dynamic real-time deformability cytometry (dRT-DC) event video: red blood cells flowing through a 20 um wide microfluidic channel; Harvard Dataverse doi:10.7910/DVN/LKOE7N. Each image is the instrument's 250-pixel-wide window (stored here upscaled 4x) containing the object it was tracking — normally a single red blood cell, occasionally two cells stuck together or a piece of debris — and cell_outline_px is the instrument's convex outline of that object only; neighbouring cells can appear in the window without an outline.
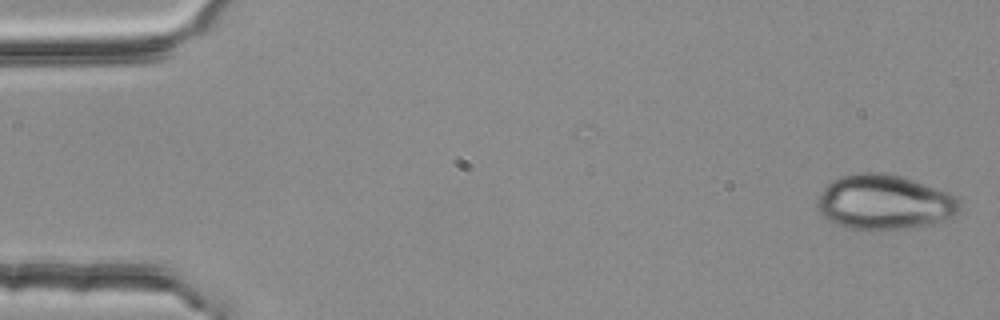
{"species": "common noctule bat (a hibernating species)", "species_latin": "Nyctalus noctula", "temperature_condition": "room temperature", "stored_images_in_passage": 4, "camera_frame_rate_fps": 3000, "um_per_image_px": 0.085, "animal": {"sex": "female", "body_mass_g": 25.1}, "frame": {"image": 1, "passage_image": 1, "time_ms": 0.0, "image_size_px": [1000, 320], "cell_outline_px": [[960, 212], [944, 220], [928, 224], [884, 232], [872, 232], [848, 228], [832, 224], [816, 208], [816, 204], [824, 188], [832, 180], [840, 176], [856, 172], [884, 172], [904, 176], [948, 192], [956, 196], [960, 200]], "centroid_in_image_um": [75.16, 17.2], "position_along_channel_um": 9.8, "area_um2": 46.47}}